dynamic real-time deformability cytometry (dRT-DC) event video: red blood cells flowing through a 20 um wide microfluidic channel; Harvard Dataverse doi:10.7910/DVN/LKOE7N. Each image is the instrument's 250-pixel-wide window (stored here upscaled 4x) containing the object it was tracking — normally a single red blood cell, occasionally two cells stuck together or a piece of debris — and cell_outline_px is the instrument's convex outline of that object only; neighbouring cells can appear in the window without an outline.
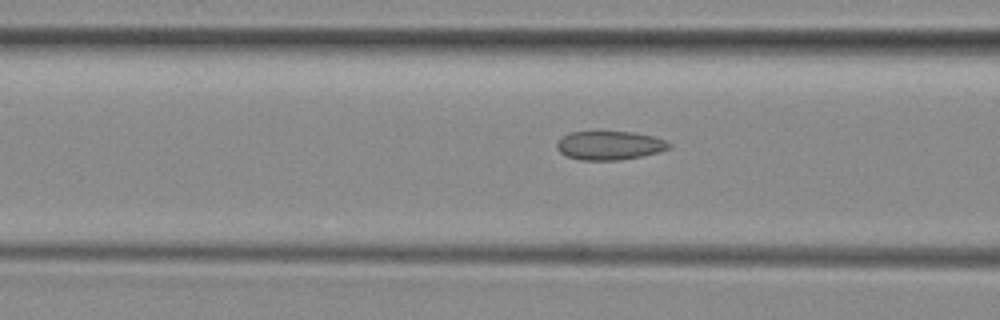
{"species": "common noctule bat (a hibernating species)", "species_latin": "Nyctalus noctula", "temperature_condition": "room temperature", "stored_images_in_passage": 15, "camera_frame_rate_fps": 3000, "um_per_image_px": 0.085, "animal": {"sex": "female", "body_mass_g": 29.2, "forearm_length_mm": 56.3}, "frame": {"image": 1, "passage_image": 13, "time_ms": 4.0, "image_size_px": [1000, 320], "cell_outline_px": [[672, 144], [668, 148], [660, 152], [620, 160], [580, 160], [564, 156], [556, 148], [556, 144], [568, 132], [632, 132], [652, 136], [664, 140]], "centroid_in_image_um": [51.78, 12.37], "position_along_channel_um": 114.8, "area_um2": 18.73}}